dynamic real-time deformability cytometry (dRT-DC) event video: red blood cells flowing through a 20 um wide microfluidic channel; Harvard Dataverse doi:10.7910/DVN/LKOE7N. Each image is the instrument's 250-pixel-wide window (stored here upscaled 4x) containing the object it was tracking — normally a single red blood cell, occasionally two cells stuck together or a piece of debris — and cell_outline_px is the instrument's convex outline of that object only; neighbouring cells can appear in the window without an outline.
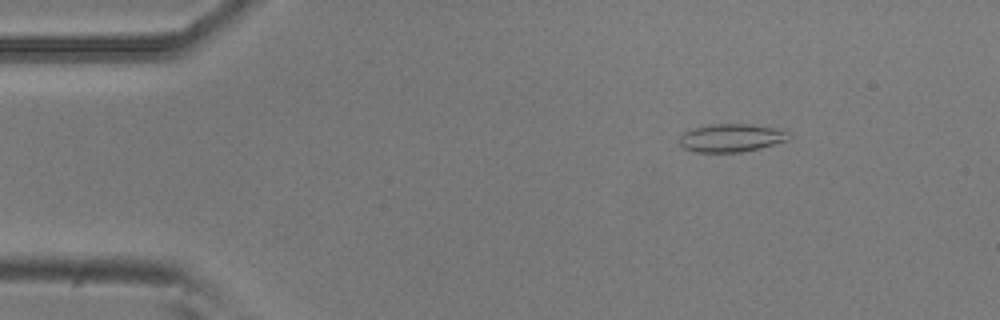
{"species": "common noctule bat (a hibernating species)", "species_latin": "Nyctalus noctula", "temperature_condition": "room temperature", "stored_images_in_passage": 14, "camera_frame_rate_fps": 3000, "um_per_image_px": 0.085, "animal": {"sex": "male", "body_mass_g": 20.5, "forearm_length_mm": 52.5}, "frame": {"image": 1, "passage_image": 7, "time_ms": 2.0, "image_size_px": [1000, 320], "cell_outline_px": [[792, 136], [788, 140], [760, 148], [740, 152], [696, 152], [684, 148], [680, 144], [680, 136], [684, 132], [692, 128], [712, 124], [752, 124], [772, 128], [788, 132]], "centroid_in_image_um": [62.15, 11.72], "position_along_channel_um": 22.9, "area_um2": 17.8}}